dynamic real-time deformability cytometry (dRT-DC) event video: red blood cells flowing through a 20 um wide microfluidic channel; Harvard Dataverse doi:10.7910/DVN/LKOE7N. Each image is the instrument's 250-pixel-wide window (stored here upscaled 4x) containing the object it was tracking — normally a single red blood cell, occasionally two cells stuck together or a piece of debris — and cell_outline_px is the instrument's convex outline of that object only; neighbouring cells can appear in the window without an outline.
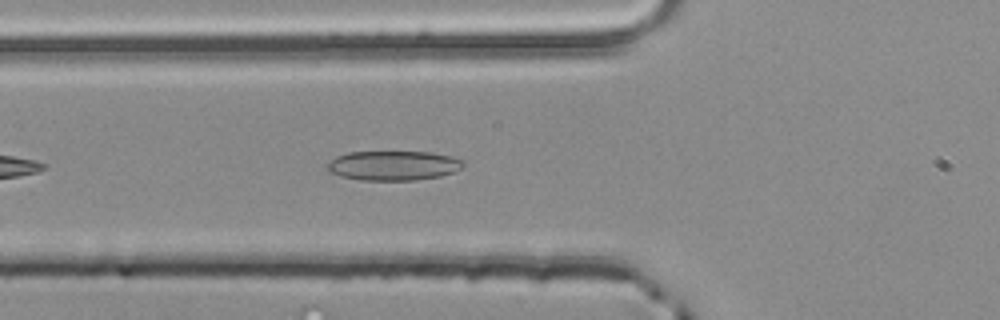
{"species": "common noctule bat (a hibernating species)", "species_latin": "Nyctalus noctula", "temperature_condition": "room temperature", "stored_images_in_passage": 16, "camera_frame_rate_fps": 3000, "um_per_image_px": 0.085, "animal": {"sex": "male", "body_mass_g": 20.4}, "frame": {"image": 1, "passage_image": 5, "time_ms": 1.333, "image_size_px": [1000, 320], "cell_outline_px": [[464, 164], [456, 172], [440, 176], [416, 180], [360, 180], [340, 176], [332, 172], [328, 168], [328, 164], [336, 156], [348, 152], [432, 152], [452, 156], [464, 160]], "centroid_in_image_um": [33.49, 14.07], "position_along_channel_um": 92.3, "area_um2": 23.41}}
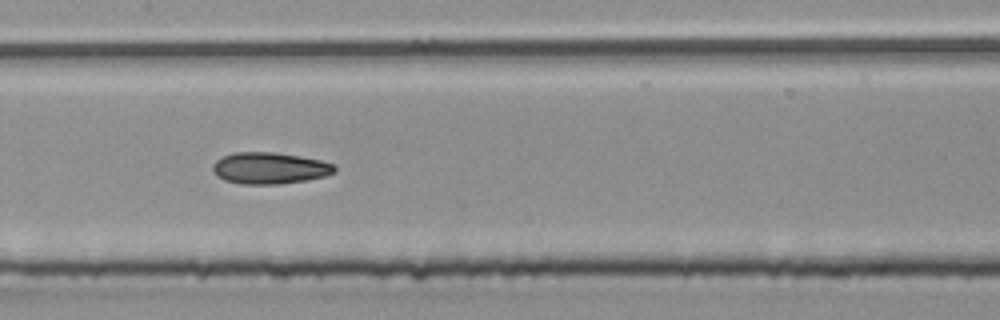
{"frame": {"image": 2, "passage_image": 12, "time_ms": 3.667, "image_size_px": [1000, 320], "cell_outline_px": [[336, 172], [324, 176], [308, 180], [280, 184], [240, 184], [224, 180], [216, 176], [212, 168], [212, 164], [216, 160], [224, 156], [236, 152], [276, 152], [300, 156], [320, 160], [336, 164]], "centroid_in_image_um": [22.93, 14.29], "position_along_channel_um": 184.5, "area_um2": 22.6}}